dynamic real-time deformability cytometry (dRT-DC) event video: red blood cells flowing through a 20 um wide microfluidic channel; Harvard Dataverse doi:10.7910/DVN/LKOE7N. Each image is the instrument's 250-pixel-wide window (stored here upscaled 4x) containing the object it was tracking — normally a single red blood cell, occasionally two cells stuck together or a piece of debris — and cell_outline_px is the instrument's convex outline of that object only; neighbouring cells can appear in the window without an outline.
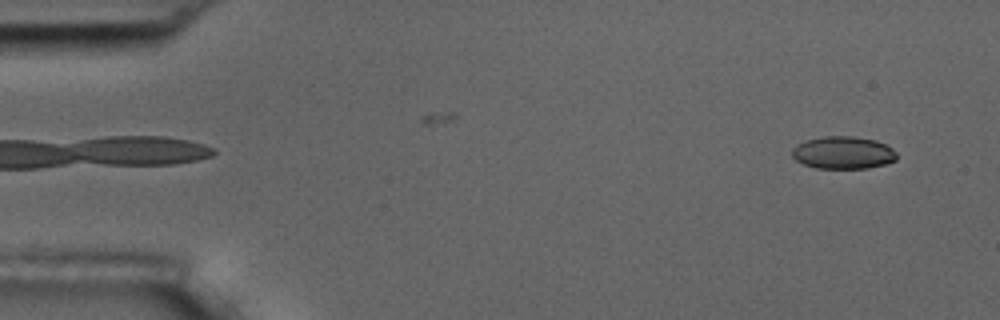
{"species": "common noctule bat (a hibernating species)", "species_latin": "Nyctalus noctula", "temperature_condition": "room temperature", "stored_images_in_passage": 2, "camera_frame_rate_fps": 3000, "um_per_image_px": 0.085, "animal": {"sex": "male", "body_mass_g": 17.5, "forearm_length_mm": 52.3}, "frame": {"image": 1, "passage_image": 2, "time_ms": 2.333, "image_size_px": [1000, 320], "cell_outline_px": [[896, 160], [884, 164], [868, 168], [816, 168], [804, 164], [796, 160], [792, 156], [792, 148], [796, 144], [808, 140], [824, 136], [852, 136], [876, 140], [892, 148], [896, 152]], "centroid_in_image_um": [71.66, 12.97], "position_along_channel_um": 13.3, "area_um2": 19.77}}